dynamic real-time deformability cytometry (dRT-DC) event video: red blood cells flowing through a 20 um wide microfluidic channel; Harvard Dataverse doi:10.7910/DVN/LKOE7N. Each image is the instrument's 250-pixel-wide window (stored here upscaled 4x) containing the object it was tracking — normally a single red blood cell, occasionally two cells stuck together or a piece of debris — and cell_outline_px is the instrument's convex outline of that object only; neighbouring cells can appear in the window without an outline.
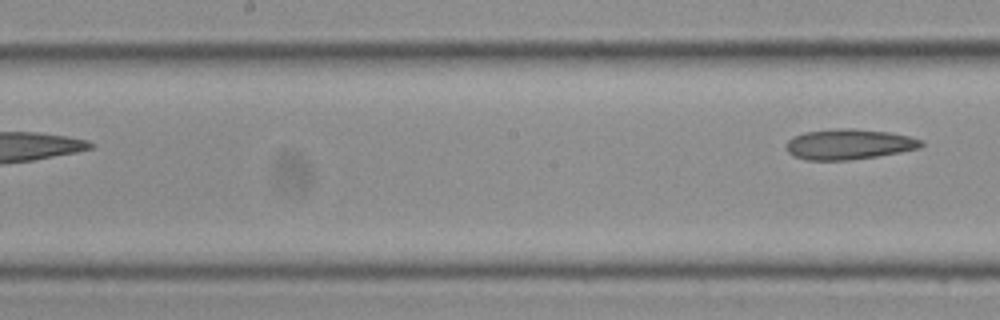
{"species": "Egyptian fruit bat (a non-hibernating species)", "species_latin": "Rousettus aegyptiacus", "temperature_condition": "cold", "stored_images_in_passage": 8, "segment_of_instrument_passage": [2, 2], "camera_frame_rate_fps": 3000, "um_per_image_px": 0.085, "frame": {"image": 1, "passage_image": 8, "time_ms": 2.333, "image_size_px": [1000, 320], "cell_outline_px": [[924, 144], [920, 148], [900, 152], [852, 160], [808, 160], [796, 156], [788, 152], [788, 140], [792, 136], [804, 132], [844, 128], [852, 128], [888, 132], [908, 136], [920, 140]], "centroid_in_image_um": [72.16, 12.26], "position_along_channel_um": 176.0, "area_um2": 23.64}}